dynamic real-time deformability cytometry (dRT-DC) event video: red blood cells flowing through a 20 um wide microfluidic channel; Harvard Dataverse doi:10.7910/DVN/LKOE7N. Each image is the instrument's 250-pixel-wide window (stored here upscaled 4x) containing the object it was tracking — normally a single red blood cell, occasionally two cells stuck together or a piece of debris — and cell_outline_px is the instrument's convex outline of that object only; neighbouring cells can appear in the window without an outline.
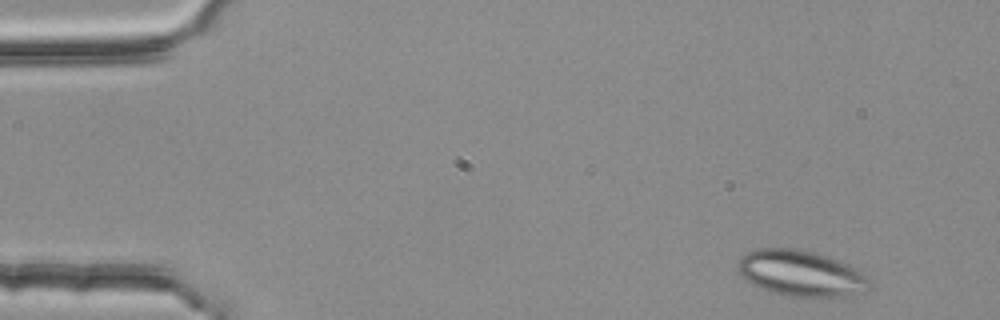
{"species": "common noctule bat (a hibernating species)", "species_latin": "Nyctalus noctula", "temperature_condition": "room temperature", "stored_images_in_passage": 4, "camera_frame_rate_fps": 3000, "um_per_image_px": 0.085, "animal": {"sex": "female", "body_mass_g": 25.1}, "frame": {"image": 1, "passage_image": 1, "time_ms": 0.0, "image_size_px": [1000, 320], "cell_outline_px": [[872, 284], [868, 292], [836, 300], [784, 296], [760, 288], [752, 284], [740, 276], [736, 268], [740, 260], [748, 252], [756, 248], [796, 248], [816, 252], [828, 256], [872, 276]], "centroid_in_image_um": [68.2, 23.3], "position_along_channel_um": 16.8, "area_um2": 36.76}}